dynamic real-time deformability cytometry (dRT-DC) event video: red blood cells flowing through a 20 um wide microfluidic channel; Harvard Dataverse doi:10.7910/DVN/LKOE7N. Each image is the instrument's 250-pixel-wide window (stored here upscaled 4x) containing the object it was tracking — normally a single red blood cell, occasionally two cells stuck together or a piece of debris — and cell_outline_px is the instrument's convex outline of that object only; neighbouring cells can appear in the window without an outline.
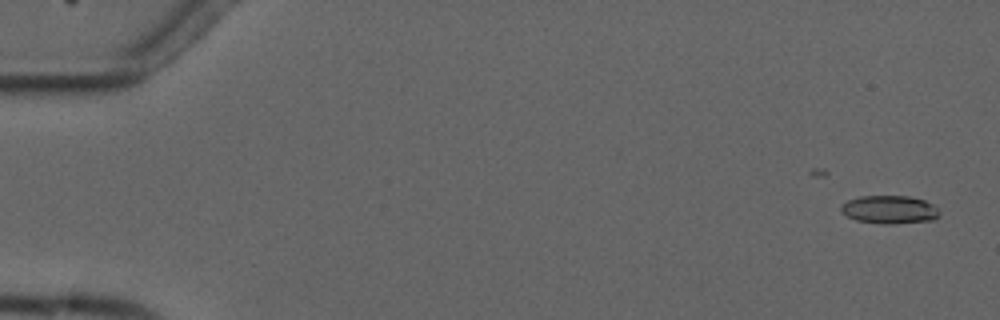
{"species": "common noctule bat (a hibernating species)", "species_latin": "Nyctalus noctula", "temperature_condition": "cold", "stored_images_in_passage": 5, "camera_frame_rate_fps": 3000, "um_per_image_px": 0.085, "animal": {"sex": "male", "forearm_length_mm": 52.5}, "frame": {"image": 1, "passage_image": 1, "time_ms": 0.0, "image_size_px": [1000, 320], "cell_outline_px": [[940, 216], [932, 220], [892, 224], [884, 224], [856, 220], [840, 212], [840, 208], [848, 200], [860, 196], [908, 196], [924, 200], [932, 204], [940, 212]], "centroid_in_image_um": [75.61, 17.82], "position_along_channel_um": 9.4, "area_um2": 16.07}}
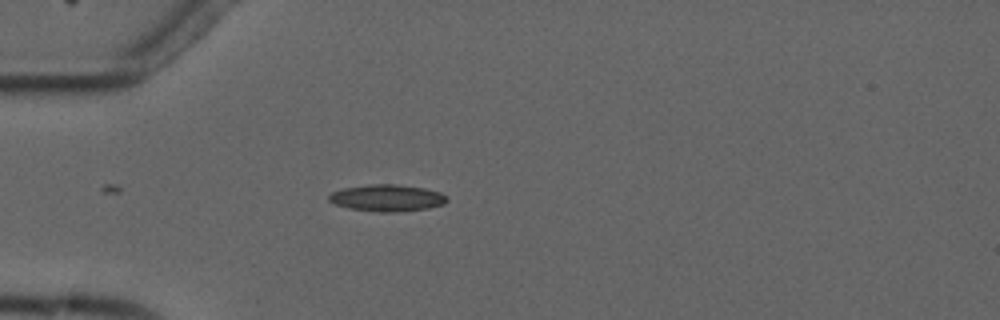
{"frame": {"image": 2, "passage_image": 5, "time_ms": 4.667, "image_size_px": [1000, 320], "cell_outline_px": [[448, 200], [444, 204], [428, 208], [400, 212], [380, 212], [348, 208], [336, 204], [328, 200], [328, 196], [332, 192], [344, 188], [372, 184], [396, 184], [424, 188], [440, 192], [448, 196]], "centroid_in_image_um": [32.93, 16.83], "position_along_channel_um": 52.1, "area_um2": 18.44}}